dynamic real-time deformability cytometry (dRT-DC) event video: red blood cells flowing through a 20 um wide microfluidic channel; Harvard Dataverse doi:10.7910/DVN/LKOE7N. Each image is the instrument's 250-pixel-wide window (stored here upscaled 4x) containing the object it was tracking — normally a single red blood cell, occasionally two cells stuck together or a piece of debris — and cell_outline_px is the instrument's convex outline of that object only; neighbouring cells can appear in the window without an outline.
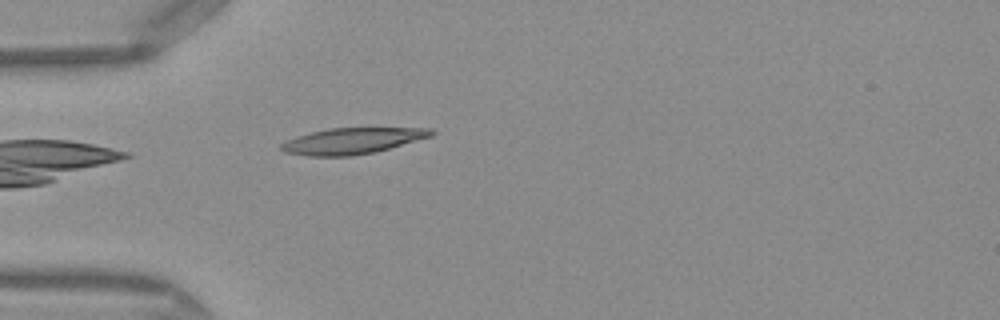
{"species": "Egyptian fruit bat (a non-hibernating species)", "species_latin": "Rousettus aegyptiacus", "temperature_condition": "warm", "stored_images_in_passage": 30, "camera_frame_rate_fps": 3000, "um_per_image_px": 0.085, "frame": {"image": 1, "passage_image": 1, "time_ms": 0.0, "image_size_px": [1000, 320], "cell_outline_px": [[436, 132], [432, 136], [376, 152], [352, 156], [308, 156], [284, 152], [280, 148], [280, 144], [296, 136], [328, 128], [432, 128]], "centroid_in_image_um": [29.95, 11.98], "position_along_channel_um": 55.0, "area_um2": 22.83}}
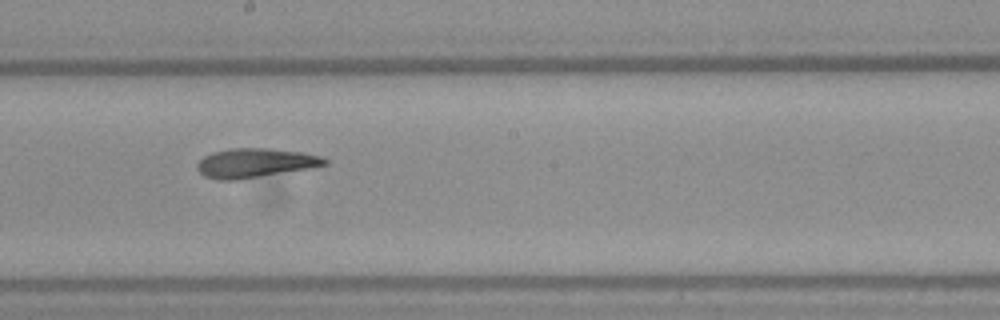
{"frame": {"image": 2, "passage_image": 14, "time_ms": 4.333, "image_size_px": [1000, 320], "cell_outline_px": [[328, 164], [308, 168], [236, 180], [220, 180], [204, 176], [196, 168], [196, 164], [204, 156], [212, 152], [232, 148], [268, 148], [304, 152], [320, 156], [328, 160]], "centroid_in_image_um": [21.66, 13.84], "position_along_channel_um": 226.5, "area_um2": 21.56}}
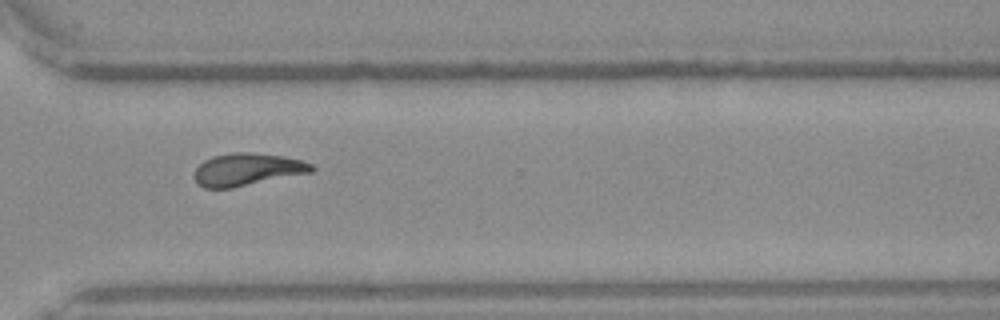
{"frame": {"image": 3, "passage_image": 23, "time_ms": 7.333, "image_size_px": [1000, 320], "cell_outline_px": [[316, 168], [312, 172], [232, 188], [204, 188], [192, 176], [196, 168], [204, 160], [212, 156], [236, 152], [248, 152], [284, 156], [300, 160], [312, 164]], "centroid_in_image_um": [21.01, 14.4], "position_along_channel_um": 349.6, "area_um2": 22.14}, "authors_computed_cell_mechanics": {"area_um2": 21.7039, "velocity_mm_per_s": 4.1143, "shape_relaxation_time_tau1_ms": 8.836, "shape_relaxation_time_tau2_ms": 4.5612, "deformation_change_tau1": 0.2698, "deformation_change_tau2": 0.1091}}